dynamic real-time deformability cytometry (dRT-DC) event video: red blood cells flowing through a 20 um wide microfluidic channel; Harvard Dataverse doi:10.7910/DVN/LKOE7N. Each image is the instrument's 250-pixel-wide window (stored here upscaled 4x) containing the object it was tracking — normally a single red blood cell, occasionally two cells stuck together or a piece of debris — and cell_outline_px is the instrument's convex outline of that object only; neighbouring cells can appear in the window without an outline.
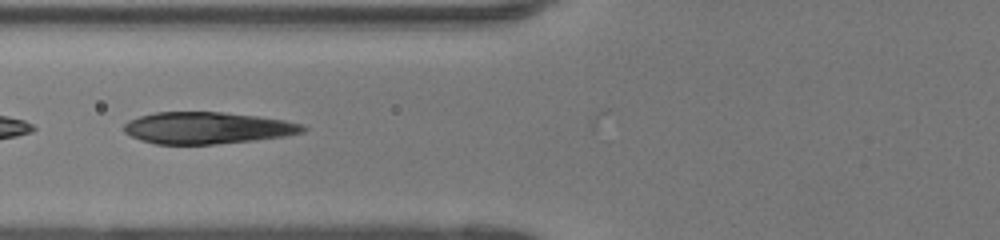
{"species": "human", "species_latin": "Homo sapiens", "temperature_condition": "room temperature", "stored_images_in_passage": 14, "camera_frame_rate_fps": 3000, "um_per_image_px": 0.085, "donor": {"sex": "female"}, "frame": {"image": 1, "passage_image": 5, "time_ms": 1.333, "image_size_px": [1000, 240], "cell_outline_px": [[308, 128], [304, 132], [288, 136], [256, 140], [216, 144], [156, 144], [140, 140], [124, 132], [124, 124], [128, 120], [140, 116], [156, 112], [224, 112], [256, 116], [284, 120], [300, 124]], "centroid_in_image_um": [17.63, 10.88], "position_along_channel_um": 108.2, "area_um2": 33.18}}
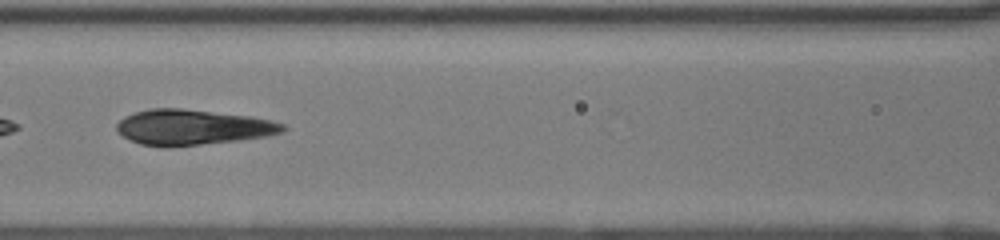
{"frame": {"image": 2, "passage_image": 8, "time_ms": 2.333, "image_size_px": [1000, 240], "cell_outline_px": [[288, 128], [284, 132], [268, 136], [236, 140], [168, 148], [164, 148], [140, 144], [128, 140], [116, 132], [116, 124], [124, 116], [136, 112], [152, 108], [184, 108], [252, 116], [272, 120], [284, 124]], "centroid_in_image_um": [16.35, 10.82], "position_along_channel_um": 150.2, "area_um2": 34.8}}